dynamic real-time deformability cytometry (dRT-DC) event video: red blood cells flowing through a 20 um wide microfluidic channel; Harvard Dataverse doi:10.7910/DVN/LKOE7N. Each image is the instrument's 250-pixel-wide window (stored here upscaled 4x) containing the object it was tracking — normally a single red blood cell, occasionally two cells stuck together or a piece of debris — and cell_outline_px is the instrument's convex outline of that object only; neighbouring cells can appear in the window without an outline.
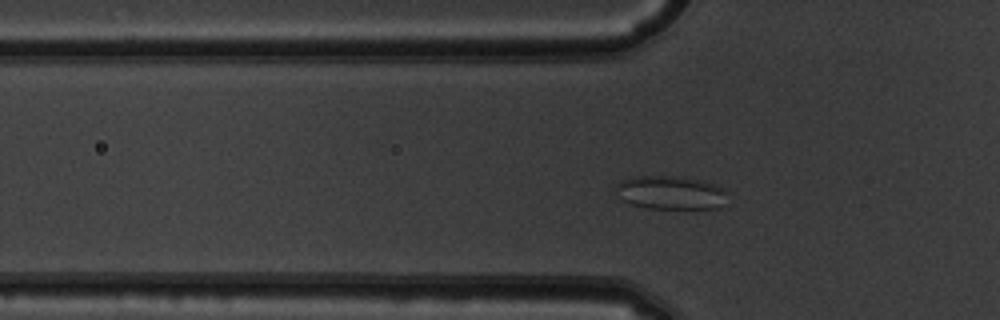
{"species": "common noctule bat (a hibernating species)", "species_latin": "Nyctalus noctula", "temperature_condition": "warm", "stored_images_in_passage": 41, "segment_of_instrument_passage": [1, 2], "camera_frame_rate_fps": 3000, "um_per_image_px": 0.085, "animal": {"sex": "male", "body_mass_g": 19.5, "forearm_length_mm": 54.6}, "frame": {"image": 1, "passage_image": 5, "time_ms": 1.333, "image_size_px": [1000, 320], "cell_outline_px": [[728, 192], [720, 208], [648, 208], [628, 204], [620, 200], [612, 188], [620, 180], [636, 176], [668, 176], [704, 180], [716, 184], [724, 188]], "centroid_in_image_um": [56.94, 16.37], "position_along_channel_um": 68.9, "area_um2": 22.2}}
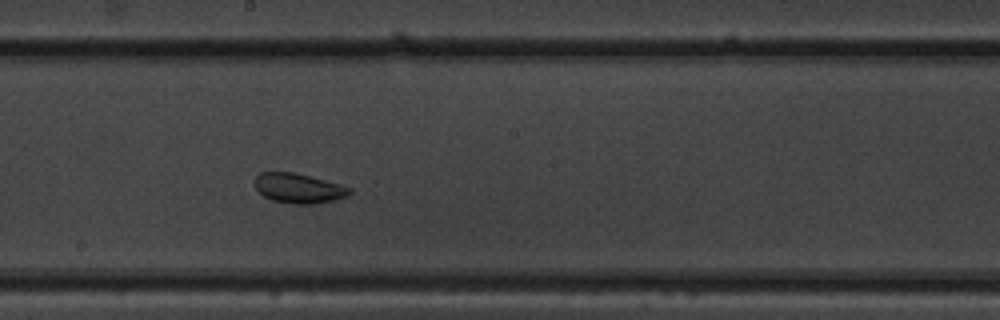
{"frame": {"image": 2, "passage_image": 17, "time_ms": 5.333, "image_size_px": [1000, 320], "cell_outline_px": [[352, 192], [348, 196], [332, 200], [312, 204], [292, 204], [272, 200], [264, 196], [256, 188], [256, 176], [260, 172], [292, 172], [340, 184], [352, 188]], "centroid_in_image_um": [25.4, 16.01], "position_along_channel_um": 222.8, "area_um2": 16.24}}
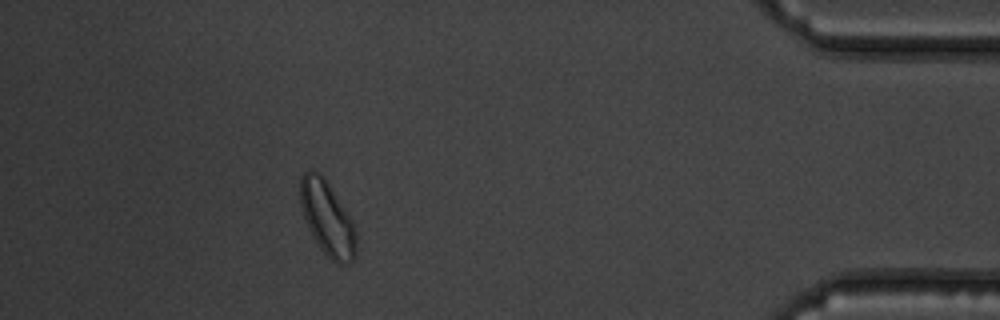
{"frame": {"image": 3, "passage_image": 35, "time_ms": 11.333, "image_size_px": [1000, 320], "cell_outline_px": [[356, 256], [348, 264], [336, 264], [320, 248], [312, 236], [304, 216], [300, 204], [300, 176], [308, 168], [312, 168], [320, 172], [324, 176], [352, 220], [356, 228]], "centroid_in_image_um": [27.82, 18.53], "position_along_channel_um": 407.4, "area_um2": 24.45}}